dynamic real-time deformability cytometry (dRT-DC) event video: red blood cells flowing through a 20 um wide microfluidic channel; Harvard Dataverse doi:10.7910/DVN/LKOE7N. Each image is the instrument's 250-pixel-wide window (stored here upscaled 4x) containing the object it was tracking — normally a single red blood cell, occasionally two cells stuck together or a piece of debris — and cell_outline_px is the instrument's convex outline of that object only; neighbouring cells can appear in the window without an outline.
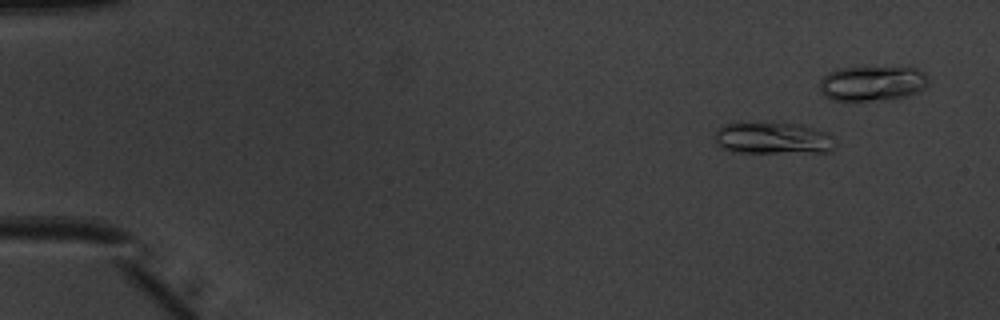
{"species": "common noctule bat (a hibernating species)", "species_latin": "Nyctalus noctula", "temperature_condition": "warm", "stored_images_in_passage": 15, "camera_frame_rate_fps": 3000, "um_per_image_px": 0.085, "animal": {"sex": "male", "body_mass_g": 20.1, "forearm_length_mm": 53.5}, "frame": {"image": 1, "passage_image": 1, "time_ms": 0.0, "image_size_px": [1000, 320], "cell_outline_px": [[832, 148], [828, 152], [732, 152], [720, 148], [716, 140], [716, 128], [724, 124], [740, 120], [804, 124], [828, 132], [832, 136]], "centroid_in_image_um": [65.63, 11.69], "position_along_channel_um": 19.4, "area_um2": 23.06}}